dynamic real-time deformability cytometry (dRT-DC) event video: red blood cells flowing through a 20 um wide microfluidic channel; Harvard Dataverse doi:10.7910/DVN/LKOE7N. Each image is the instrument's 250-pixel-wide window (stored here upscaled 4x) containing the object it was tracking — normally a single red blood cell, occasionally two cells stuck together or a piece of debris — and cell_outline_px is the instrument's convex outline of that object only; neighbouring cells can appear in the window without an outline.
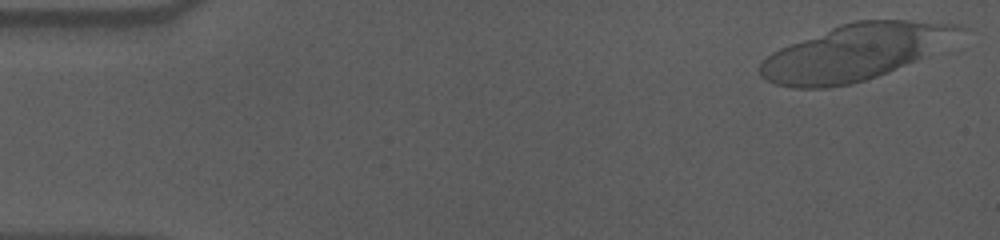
{"species": "human", "species_latin": "Homo sapiens", "temperature_condition": "cold", "stored_images_in_passage": 18, "camera_frame_rate_fps": 3000, "um_per_image_px": 0.085, "donor": {"sex": "male"}, "frame": {"image": 1, "passage_image": 1, "time_ms": 0.0, "image_size_px": [1000, 240], "cell_outline_px": [[968, 28], [928, 56], [888, 72], [852, 84], [828, 88], [792, 88], [776, 84], [760, 76], [760, 64], [772, 52], [780, 48], [840, 24], [856, 20], [908, 20], [960, 24]], "centroid_in_image_um": [72.7, 4.44], "position_along_channel_um": 12.3, "area_um2": 64.56}}